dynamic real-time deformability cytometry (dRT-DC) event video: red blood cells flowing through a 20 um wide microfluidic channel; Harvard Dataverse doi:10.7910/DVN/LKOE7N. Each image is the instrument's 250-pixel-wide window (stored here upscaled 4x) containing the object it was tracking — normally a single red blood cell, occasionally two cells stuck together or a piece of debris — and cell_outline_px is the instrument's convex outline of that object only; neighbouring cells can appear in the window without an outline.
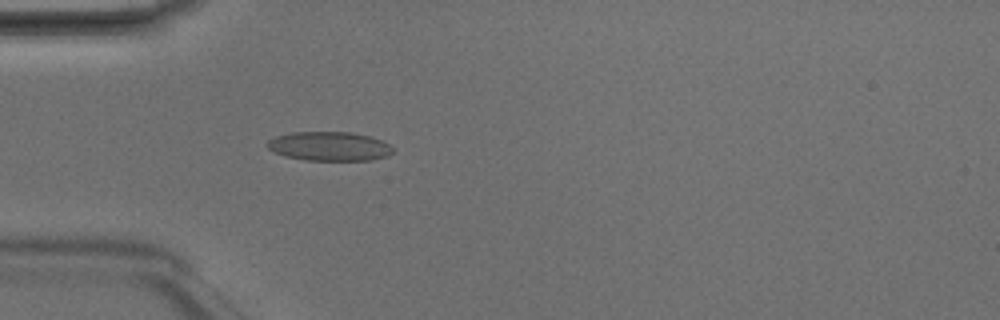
{"species": "Egyptian fruit bat (a non-hibernating species)", "species_latin": "Rousettus aegyptiacus", "temperature_condition": "room temperature", "stored_images_in_passage": 3, "camera_frame_rate_fps": 3000, "um_per_image_px": 0.085, "animal": {"sex": "male"}, "frame": {"image": 1, "passage_image": 3, "time_ms": 0.667, "image_size_px": [1000, 320], "cell_outline_px": [[392, 152], [388, 156], [372, 160], [304, 160], [284, 156], [268, 148], [268, 140], [276, 136], [292, 132], [352, 132], [384, 140], [392, 148]], "centroid_in_image_um": [28.01, 12.43], "position_along_channel_um": 57.0, "area_um2": 21.27}}